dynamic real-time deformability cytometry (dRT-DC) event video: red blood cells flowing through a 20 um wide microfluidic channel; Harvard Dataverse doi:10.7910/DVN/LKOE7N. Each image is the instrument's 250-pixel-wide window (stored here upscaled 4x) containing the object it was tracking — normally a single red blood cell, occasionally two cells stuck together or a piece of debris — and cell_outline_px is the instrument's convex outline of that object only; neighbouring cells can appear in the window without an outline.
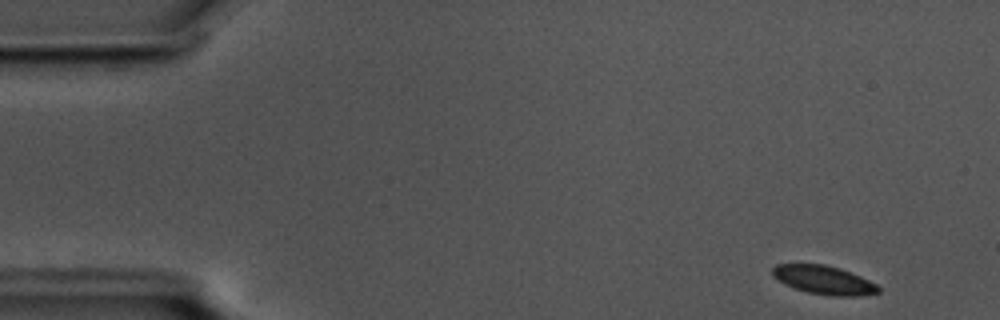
{"species": "common noctule bat (a hibernating species)", "species_latin": "Nyctalus noctula", "temperature_condition": "cold", "stored_images_in_passage": 53, "camera_frame_rate_fps": 3000, "um_per_image_px": 0.085, "animal": {"sex": "male", "body_mass_g": 17.5, "forearm_length_mm": 52.3}, "frame": {"image": 1, "passage_image": 1, "time_ms": 0.0, "image_size_px": [1000, 320], "cell_outline_px": [[880, 292], [860, 296], [832, 296], [808, 292], [796, 288], [772, 276], [772, 268], [776, 264], [824, 264], [840, 268], [860, 276], [876, 284], [880, 288]], "centroid_in_image_um": [70.05, 23.79], "position_along_channel_um": 14.9, "area_um2": 17.46}}
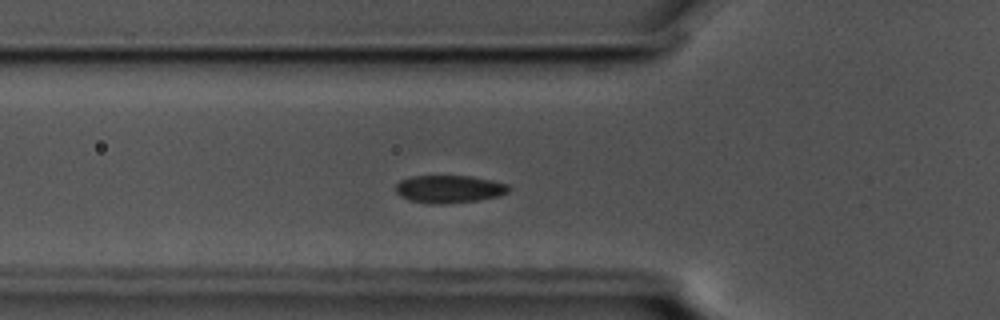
{"frame": {"image": 2, "passage_image": 16, "time_ms": 5.0, "image_size_px": [1000, 320], "cell_outline_px": [[508, 192], [496, 196], [476, 200], [440, 204], [428, 204], [412, 200], [400, 196], [396, 192], [396, 184], [400, 180], [412, 176], [472, 176], [492, 180], [508, 184]], "centroid_in_image_um": [38.15, 16.06], "position_along_channel_um": 87.7, "area_um2": 18.03}}
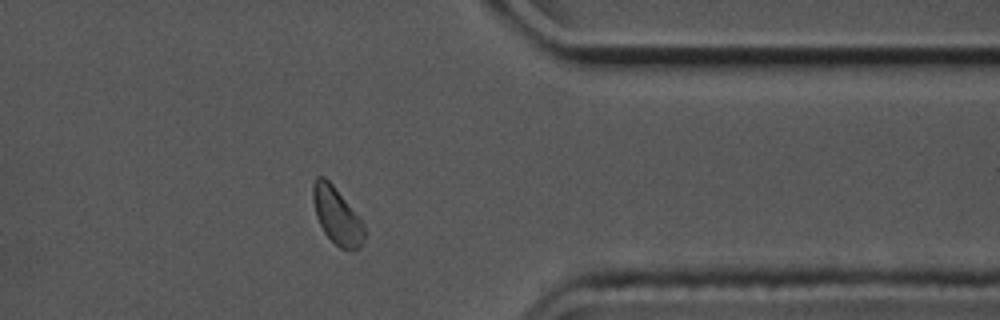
{"frame": {"image": 3, "passage_image": 42, "time_ms": 13.667, "image_size_px": [1000, 320], "cell_outline_px": [[364, 244], [360, 248], [352, 252], [340, 248], [324, 232], [316, 216], [312, 200], [312, 184], [316, 176], [324, 176], [332, 184], [360, 216], [364, 224]], "centroid_in_image_um": [28.65, 18.35], "position_along_channel_um": 382.7, "area_um2": 17.34}, "authors_computed_cell_mechanics": {"area_um2": 17.918, "velocity_mm_per_s": 3.5479, "shape_relaxation_time_tau1_ms": 3.0124, "shape_relaxation_time_tau2_ms": null, "deformation_change_tau1": 0.1013, "deformation_change_tau2": null}}